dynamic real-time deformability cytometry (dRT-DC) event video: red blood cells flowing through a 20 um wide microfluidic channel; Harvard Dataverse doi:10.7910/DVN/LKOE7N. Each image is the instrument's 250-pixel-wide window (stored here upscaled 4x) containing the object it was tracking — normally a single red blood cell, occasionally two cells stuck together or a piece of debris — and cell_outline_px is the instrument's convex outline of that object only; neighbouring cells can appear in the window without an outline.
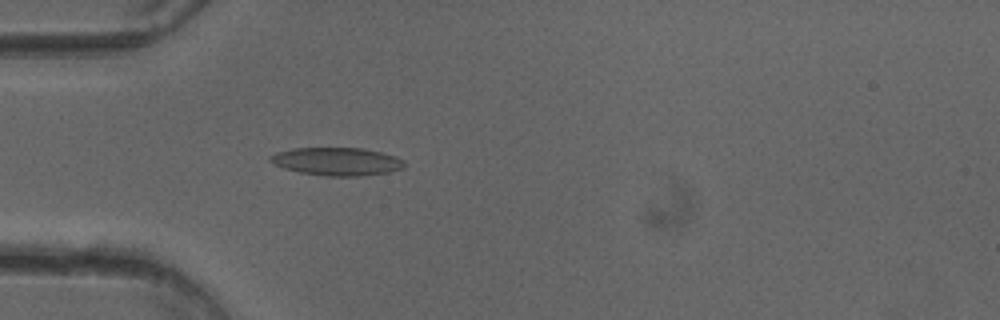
{"species": "common noctule bat (a hibernating species)", "species_latin": "Nyctalus noctula", "temperature_condition": "cold", "stored_images_in_passage": 39, "camera_frame_rate_fps": 3000, "um_per_image_px": 0.085, "animal": {"sex": "female"}, "frame": {"image": 1, "passage_image": 3, "time_ms": 0.667, "image_size_px": [1000, 320], "cell_outline_px": [[404, 168], [388, 172], [360, 176], [324, 176], [300, 172], [284, 168], [268, 160], [268, 156], [276, 152], [292, 148], [364, 148], [396, 156], [404, 160]], "centroid_in_image_um": [28.63, 13.72], "position_along_channel_um": 56.4, "area_um2": 21.91}}
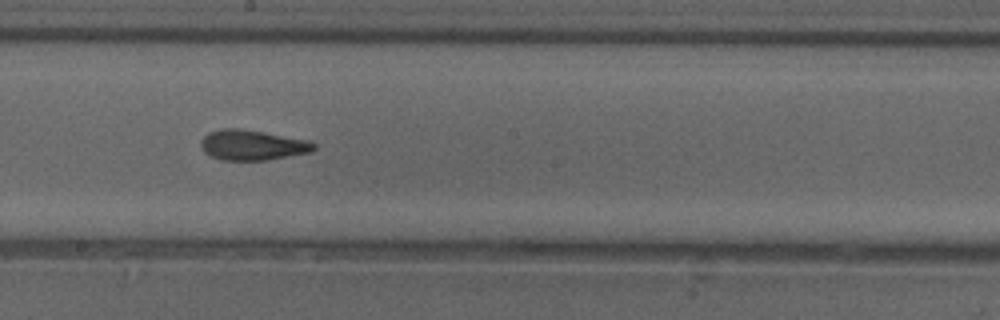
{"frame": {"image": 2, "passage_image": 16, "time_ms": 5.0, "image_size_px": [1000, 320], "cell_outline_px": [[316, 148], [312, 152], [264, 160], [220, 160], [204, 152], [200, 144], [200, 140], [208, 132], [220, 128], [236, 128], [264, 132], [308, 140], [316, 144]], "centroid_in_image_um": [21.43, 12.32], "position_along_channel_um": 226.8, "area_um2": 19.94}}
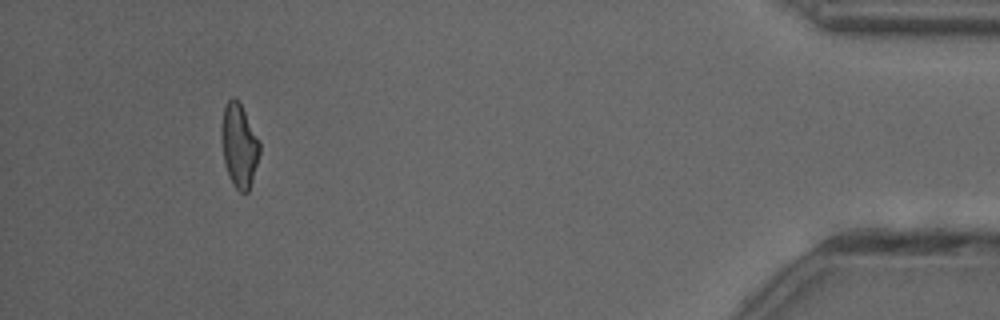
{"frame": {"image": 3, "passage_image": 35, "time_ms": 11.333, "image_size_px": [1000, 320], "cell_outline_px": [[260, 152], [252, 180], [248, 192], [240, 192], [232, 184], [228, 176], [224, 164], [220, 136], [220, 128], [224, 108], [228, 100], [232, 96], [240, 104], [260, 140]], "centroid_in_image_um": [20.3, 12.38], "position_along_channel_um": 414.9, "area_um2": 18.73}, "authors_computed_cell_mechanics": {"area_um2": 19.5942, "velocity_mm_per_s": 4.0457, "shape_relaxation_time_tau1_ms": 7.4817, "shape_relaxation_time_tau2_ms": 2.1572, "deformation_change_tau1": 0.2024, "deformation_change_tau2": 0.1037}}